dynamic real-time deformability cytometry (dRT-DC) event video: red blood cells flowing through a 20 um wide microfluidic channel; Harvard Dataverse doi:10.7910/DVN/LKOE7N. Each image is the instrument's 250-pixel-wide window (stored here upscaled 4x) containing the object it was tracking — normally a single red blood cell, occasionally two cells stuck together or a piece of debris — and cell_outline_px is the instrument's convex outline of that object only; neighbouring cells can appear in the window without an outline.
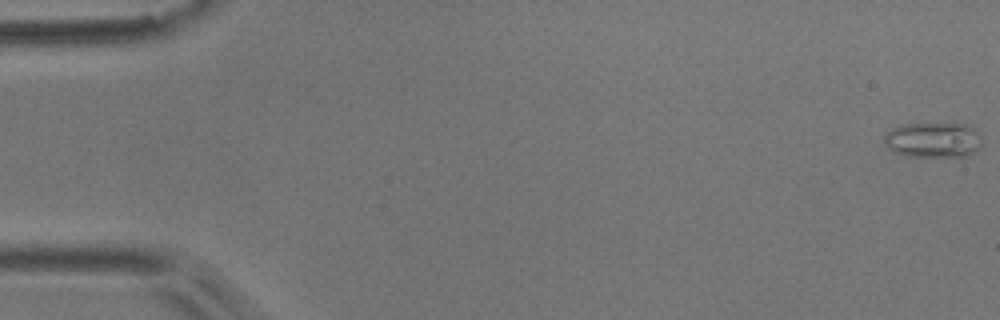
{"species": "common noctule bat (a hibernating species)", "species_latin": "Nyctalus noctula", "temperature_condition": "room temperature", "stored_images_in_passage": 12, "camera_frame_rate_fps": 3000, "um_per_image_px": 0.085, "animal": {"sex": "male", "body_mass_g": 17.9}, "frame": {"image": 1, "passage_image": 1, "time_ms": 0.0, "image_size_px": [1000, 320], "cell_outline_px": [[980, 148], [976, 152], [968, 156], [908, 156], [896, 152], [888, 148], [884, 144], [884, 132], [900, 124], [964, 124], [972, 128], [980, 136]], "centroid_in_image_um": [79.28, 11.9], "position_along_channel_um": 5.7, "area_um2": 20.06}}